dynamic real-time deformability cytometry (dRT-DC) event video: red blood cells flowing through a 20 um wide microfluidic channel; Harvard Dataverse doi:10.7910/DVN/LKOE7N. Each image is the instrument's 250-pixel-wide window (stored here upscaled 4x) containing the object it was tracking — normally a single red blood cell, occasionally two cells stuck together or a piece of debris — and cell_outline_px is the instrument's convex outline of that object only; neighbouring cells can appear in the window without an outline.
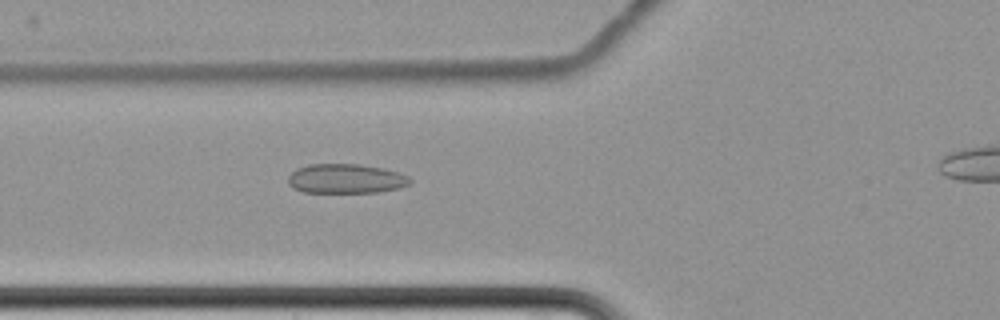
{"species": "common noctule bat (a hibernating species)", "species_latin": "Nyctalus noctula", "temperature_condition": "cold", "stored_images_in_passage": 4, "camera_frame_rate_fps": 3000, "um_per_image_px": 0.085, "animal": {"sex": "female", "body_mass_g": 22.7, "forearm_length_mm": 54.2}, "frame": {"image": 1, "passage_image": 3, "time_ms": 2.333, "image_size_px": [1000, 320], "cell_outline_px": [[412, 180], [408, 184], [400, 188], [380, 192], [304, 192], [292, 188], [288, 184], [288, 176], [296, 168], [308, 164], [360, 164], [384, 168], [408, 176]], "centroid_in_image_um": [29.37, 15.18], "position_along_channel_um": 96.4, "area_um2": 21.04}}